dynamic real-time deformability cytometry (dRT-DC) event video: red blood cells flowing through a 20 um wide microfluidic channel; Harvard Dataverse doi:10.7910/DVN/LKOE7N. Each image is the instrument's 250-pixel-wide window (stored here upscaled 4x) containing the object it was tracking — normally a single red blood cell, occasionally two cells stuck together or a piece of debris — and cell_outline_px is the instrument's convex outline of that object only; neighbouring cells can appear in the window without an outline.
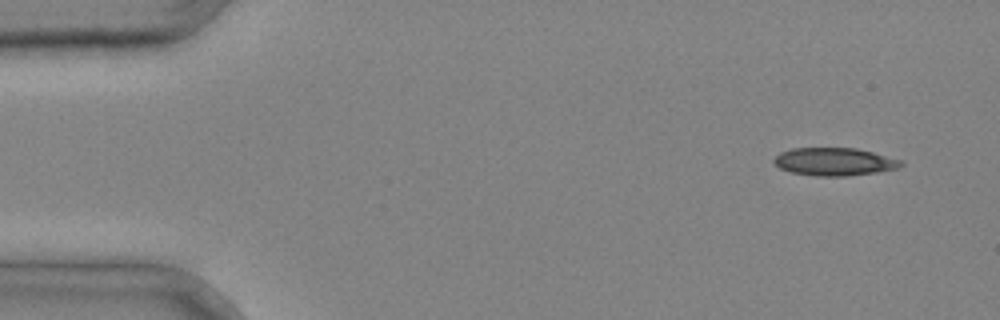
{"species": "common noctule bat (a hibernating species)", "species_latin": "Nyctalus noctula", "temperature_condition": "cold", "stored_images_in_passage": 3, "camera_frame_rate_fps": 3000, "um_per_image_px": 0.085, "animal": {"sex": "male", "body_mass_g": 20.4}, "frame": {"image": 1, "passage_image": 1, "time_ms": 0.0, "image_size_px": [1000, 320], "cell_outline_px": [[904, 164], [900, 168], [876, 172], [848, 176], [816, 176], [792, 172], [780, 168], [772, 164], [772, 160], [780, 152], [792, 148], [856, 148], [872, 152], [900, 160]], "centroid_in_image_um": [70.89, 13.74], "position_along_channel_um": 14.1, "area_um2": 20.63}}
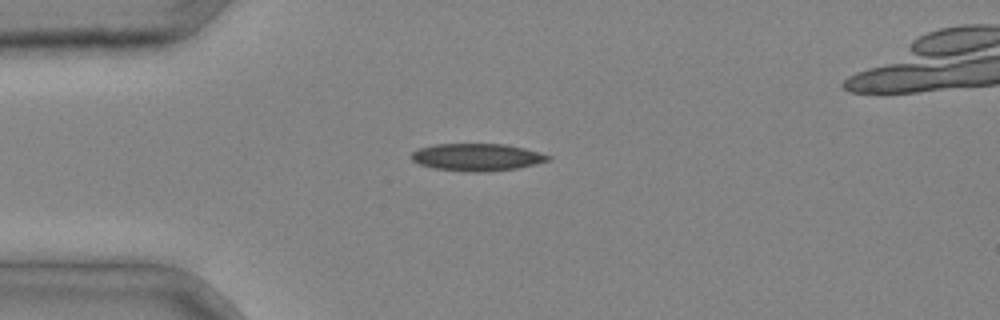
{"frame": {"image": 2, "passage_image": 3, "time_ms": 0.667, "image_size_px": [1000, 320], "cell_outline_px": [[552, 160], [536, 164], [516, 168], [488, 172], [476, 172], [436, 168], [420, 164], [412, 160], [412, 152], [416, 148], [436, 144], [504, 144], [524, 148], [540, 152], [552, 156]], "centroid_in_image_um": [40.58, 13.35], "position_along_channel_um": 44.4, "area_um2": 21.73}}